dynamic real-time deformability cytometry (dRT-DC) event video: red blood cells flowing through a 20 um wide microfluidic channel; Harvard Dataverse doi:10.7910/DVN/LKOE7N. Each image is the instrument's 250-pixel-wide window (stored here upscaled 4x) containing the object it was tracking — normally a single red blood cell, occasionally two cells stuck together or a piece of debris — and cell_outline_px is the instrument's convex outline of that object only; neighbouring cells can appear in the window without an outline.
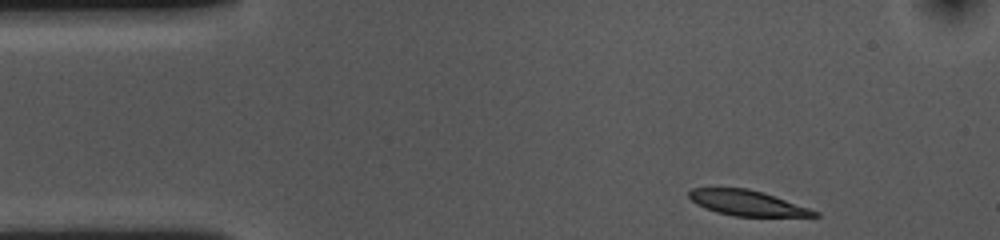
{"species": "common noctule bat (a hibernating species)", "species_latin": "Nyctalus noctula", "temperature_condition": "cold", "stored_images_in_passage": 42, "camera_frame_rate_fps": 3000, "um_per_image_px": 0.085, "animal": {"sex": "female", "body_mass_g": 10.0, "forearm_length_mm": 53.1}, "frame": {"image": 1, "passage_image": 1, "time_ms": 0.0, "image_size_px": [1000, 240], "cell_outline_px": [[820, 216], [732, 216], [716, 212], [704, 208], [696, 204], [688, 196], [688, 192], [692, 188], [748, 188], [764, 192], [820, 212]], "centroid_in_image_um": [63.49, 17.25], "position_along_channel_um": 21.5, "area_um2": 18.5}}
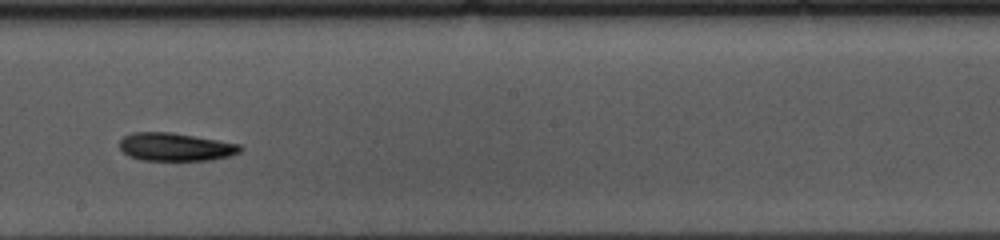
{"frame": {"image": 2, "passage_image": 24, "time_ms": 7.667, "image_size_px": [1000, 240], "cell_outline_px": [[244, 148], [240, 152], [228, 156], [208, 160], [140, 160], [128, 156], [120, 148], [120, 140], [124, 136], [132, 132], [172, 132], [240, 144]], "centroid_in_image_um": [14.9, 12.48], "position_along_channel_um": 233.3, "area_um2": 19.71}}
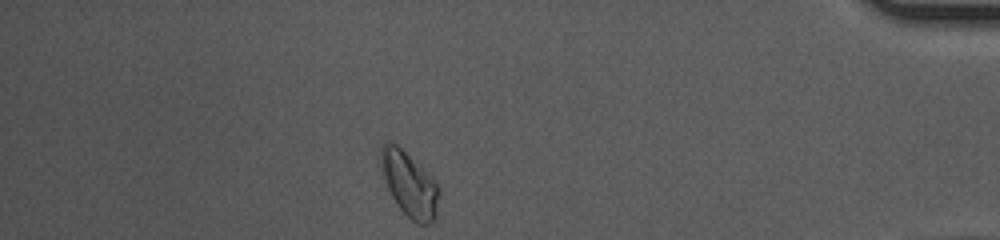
{"frame": {"image": 3, "passage_image": 42, "time_ms": 13.667, "image_size_px": [1000, 240], "cell_outline_px": [[440, 192], [436, 220], [428, 224], [416, 224], [396, 204], [388, 188], [380, 164], [380, 148], [388, 140], [392, 140], [424, 168], [432, 176], [440, 188]], "centroid_in_image_um": [34.83, 15.65], "position_along_channel_um": 400.4, "area_um2": 22.2}, "authors_computed_cell_mechanics": {"area_um2": 19.941, "velocity_mm_per_s": 3.5671, "shape_relaxation_time_tau1_ms": 4.7759, "shape_relaxation_time_tau2_ms": 1.8825, "deformation_change_tau1": 0.12, "deformation_change_tau2": 0.0757}}